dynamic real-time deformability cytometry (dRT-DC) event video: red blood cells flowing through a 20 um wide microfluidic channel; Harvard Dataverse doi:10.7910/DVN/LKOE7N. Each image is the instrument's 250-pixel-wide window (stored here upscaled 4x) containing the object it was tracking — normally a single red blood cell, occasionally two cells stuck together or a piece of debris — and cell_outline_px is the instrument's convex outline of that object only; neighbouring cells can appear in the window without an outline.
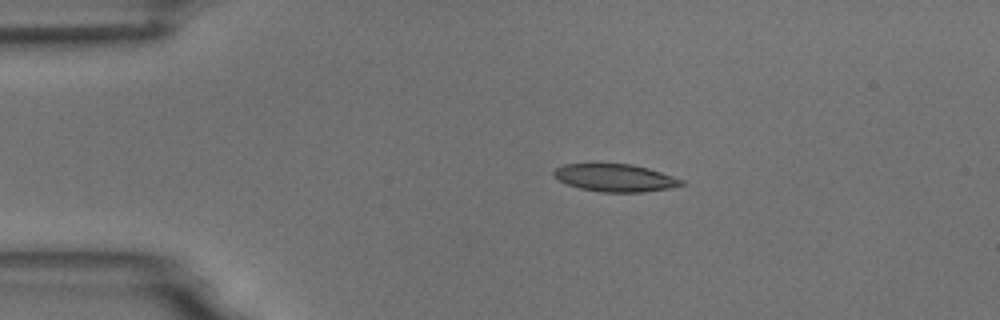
{"species": "common noctule bat (a hibernating species)", "species_latin": "Nyctalus noctula", "temperature_condition": "room temperature", "stored_images_in_passage": 3, "camera_frame_rate_fps": 3000, "um_per_image_px": 0.085, "animal": {"sex": "male", "body_mass_g": 18.8}, "frame": {"image": 1, "passage_image": 1, "time_ms": 0.0, "image_size_px": [1000, 320], "cell_outline_px": [[684, 184], [668, 188], [644, 192], [600, 192], [580, 188], [568, 184], [552, 176], [552, 172], [556, 168], [564, 164], [632, 164], [648, 168], [684, 180]], "centroid_in_image_um": [52.27, 15.11], "position_along_channel_um": 32.7, "area_um2": 20.35}}
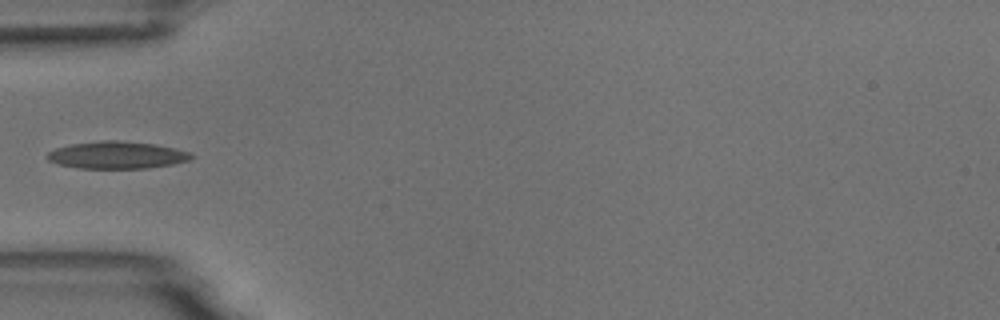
{"frame": {"image": 2, "passage_image": 3, "time_ms": 2.333, "image_size_px": [1000, 320], "cell_outline_px": [[196, 156], [188, 160], [172, 164], [148, 168], [76, 168], [60, 164], [48, 160], [48, 152], [56, 148], [72, 144], [100, 140], [116, 140], [152, 144], [192, 152]], "centroid_in_image_um": [9.95, 13.18], "position_along_channel_um": 75.0, "area_um2": 22.66}}